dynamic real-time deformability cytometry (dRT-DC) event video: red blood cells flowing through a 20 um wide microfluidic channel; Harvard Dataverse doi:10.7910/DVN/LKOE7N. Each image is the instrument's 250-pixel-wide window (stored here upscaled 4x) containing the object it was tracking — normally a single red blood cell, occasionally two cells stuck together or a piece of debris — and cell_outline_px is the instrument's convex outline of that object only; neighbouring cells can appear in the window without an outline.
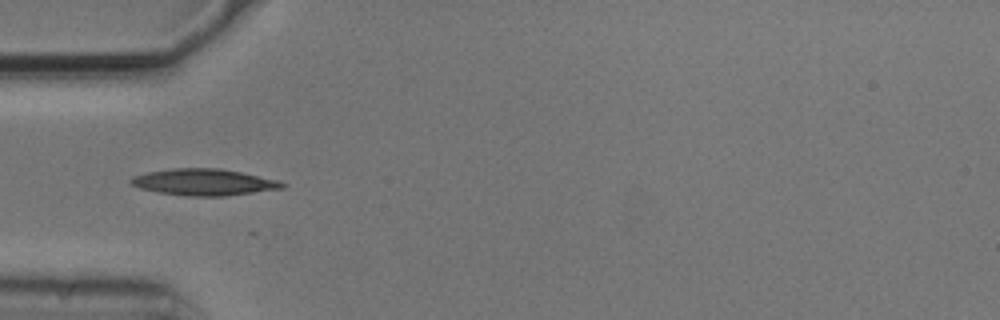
{"species": "common noctule bat (a hibernating species)", "species_latin": "Nyctalus noctula", "temperature_condition": "cold", "stored_images_in_passage": 7, "camera_frame_rate_fps": 3000, "um_per_image_px": 0.085, "animal": {"sex": "male", "body_mass_g": 20.5, "forearm_length_mm": 52.5}, "frame": {"image": 1, "passage_image": 5, "time_ms": 1.333, "image_size_px": [1000, 320], "cell_outline_px": [[288, 184], [284, 188], [224, 196], [184, 196], [160, 192], [140, 188], [132, 184], [128, 180], [132, 176], [148, 172], [172, 168], [220, 168], [280, 180]], "centroid_in_image_um": [17.35, 15.48], "position_along_channel_um": 67.6, "area_um2": 23.41}}
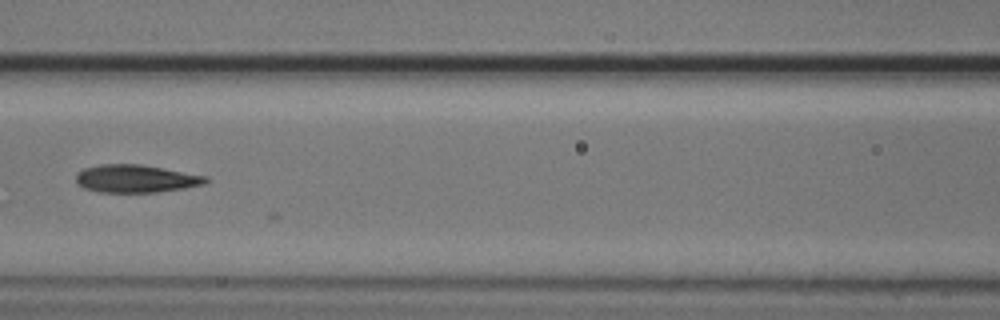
{"frame": {"image": 2, "passage_image": 7, "time_ms": 2.0, "image_size_px": [1000, 320], "cell_outline_px": [[208, 180], [204, 184], [184, 188], [156, 192], [100, 192], [84, 188], [76, 184], [76, 176], [84, 168], [100, 164], [140, 164], [208, 176]], "centroid_in_image_um": [11.54, 15.18], "position_along_channel_um": 155.1, "area_um2": 20.92}}